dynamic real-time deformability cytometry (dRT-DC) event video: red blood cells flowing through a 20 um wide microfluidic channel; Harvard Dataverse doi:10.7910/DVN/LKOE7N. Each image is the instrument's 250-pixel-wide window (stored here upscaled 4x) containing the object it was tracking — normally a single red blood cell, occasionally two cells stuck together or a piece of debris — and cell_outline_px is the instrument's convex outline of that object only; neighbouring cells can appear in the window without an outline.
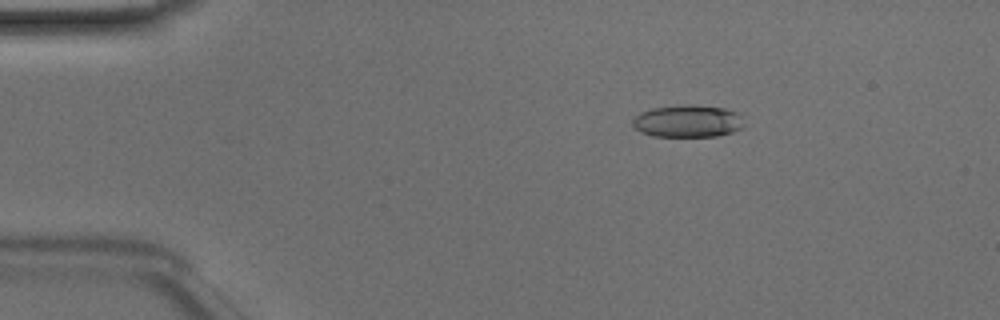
{"species": "Egyptian fruit bat (a non-hibernating species)", "species_latin": "Rousettus aegyptiacus", "temperature_condition": "room temperature", "stored_images_in_passage": 49, "camera_frame_rate_fps": 3000, "um_per_image_px": 0.085, "animal": {"sex": "male"}, "frame": {"image": 1, "passage_image": 8, "time_ms": 2.333, "image_size_px": [1000, 320], "cell_outline_px": [[744, 128], [732, 132], [716, 136], [652, 136], [640, 132], [632, 124], [632, 120], [640, 112], [652, 108], [676, 104], [692, 104], [724, 108], [736, 112]], "centroid_in_image_um": [58.41, 10.28], "position_along_channel_um": 26.6, "area_um2": 21.04}}
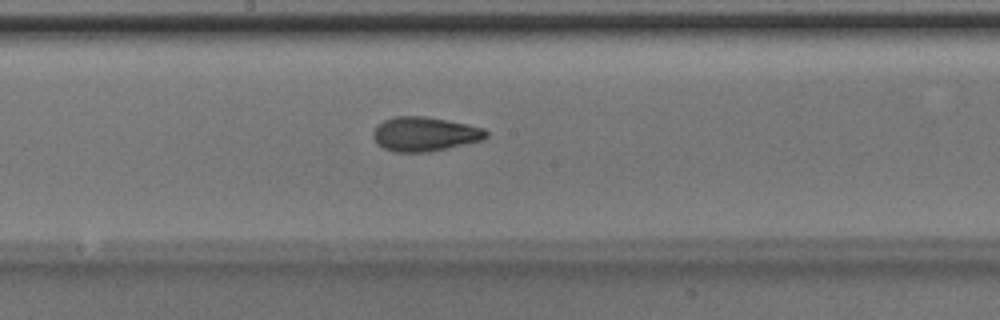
{"frame": {"image": 2, "passage_image": 26, "time_ms": 8.333, "image_size_px": [1000, 320], "cell_outline_px": [[488, 136], [484, 140], [448, 148], [428, 152], [396, 152], [384, 148], [372, 136], [372, 132], [384, 120], [396, 116], [424, 116], [448, 120], [468, 124], [484, 128], [488, 132]], "centroid_in_image_um": [36.15, 11.39], "position_along_channel_um": 212.0, "area_um2": 22.54}}
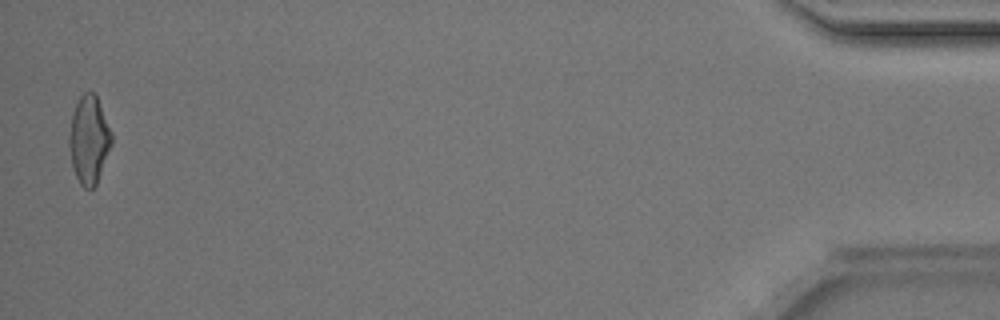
{"frame": {"image": 3, "passage_image": 48, "time_ms": 15.667, "image_size_px": [1000, 320], "cell_outline_px": [[112, 144], [96, 184], [92, 188], [84, 188], [80, 184], [72, 168], [68, 144], [68, 136], [72, 112], [80, 96], [84, 92], [96, 92], [112, 132]], "centroid_in_image_um": [7.55, 11.84], "position_along_channel_um": 427.6, "area_um2": 22.02}, "authors_computed_cell_mechanics": {"area_um2": 21.6172, "velocity_mm_per_s": 4.1721, "shape_relaxation_time_tau1_ms": 5.7794, "shape_relaxation_time_tau2_ms": 1.8412, "deformation_change_tau1": 0.1634, "deformation_change_tau2": 0.0893}}